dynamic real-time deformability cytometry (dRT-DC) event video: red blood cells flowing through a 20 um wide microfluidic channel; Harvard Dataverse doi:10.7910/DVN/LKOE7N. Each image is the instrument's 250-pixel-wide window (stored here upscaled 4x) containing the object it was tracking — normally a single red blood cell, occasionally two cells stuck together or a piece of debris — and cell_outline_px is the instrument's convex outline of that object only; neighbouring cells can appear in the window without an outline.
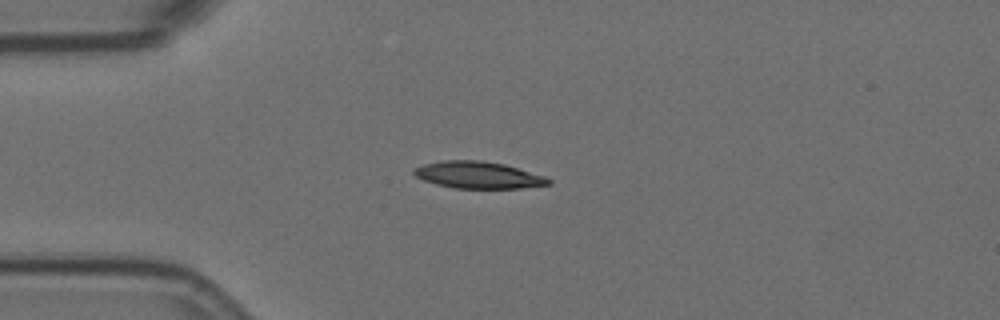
{"species": "Egyptian fruit bat (a non-hibernating species)", "species_latin": "Rousettus aegyptiacus", "temperature_condition": "room temperature", "stored_images_in_passage": 43, "camera_frame_rate_fps": 3000, "um_per_image_px": 0.085, "animal": {"sex": "female"}, "frame": {"image": 1, "passage_image": 1, "time_ms": 0.0, "image_size_px": [1000, 320], "cell_outline_px": [[552, 184], [520, 188], [456, 188], [436, 184], [424, 180], [416, 176], [412, 172], [412, 168], [424, 164], [444, 160], [480, 160], [504, 164], [548, 176], [552, 180]], "centroid_in_image_um": [40.69, 14.87], "position_along_channel_um": 44.3, "area_um2": 21.21}}
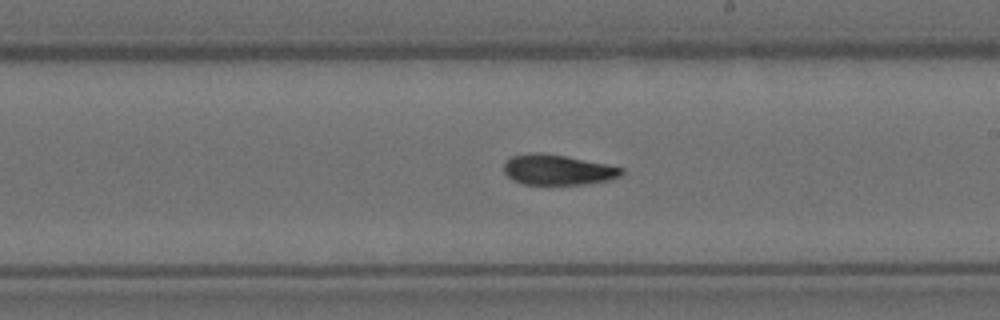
{"frame": {"image": 2, "passage_image": 19, "time_ms": 6.0, "image_size_px": [1000, 320], "cell_outline_px": [[624, 172], [620, 176], [608, 180], [584, 184], [524, 184], [512, 180], [504, 172], [504, 160], [512, 156], [532, 152], [540, 152], [564, 156], [624, 168]], "centroid_in_image_um": [47.36, 14.43], "position_along_channel_um": 241.6, "area_um2": 20.63}}
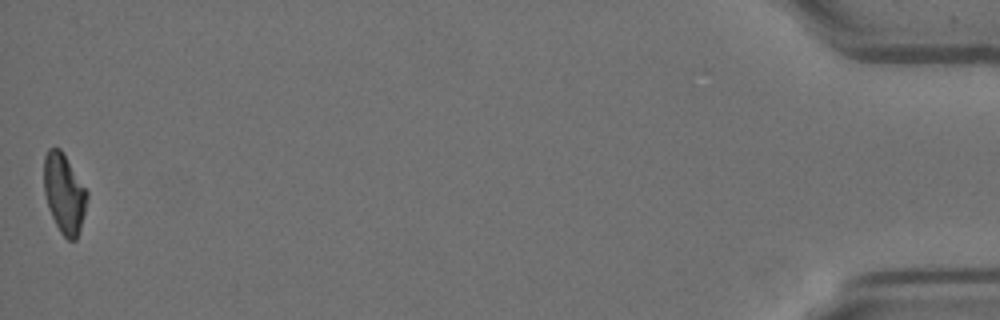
{"frame": {"image": 3, "passage_image": 43, "time_ms": 14.0, "image_size_px": [1000, 320], "cell_outline_px": [[88, 196], [84, 216], [76, 240], [68, 240], [60, 232], [48, 208], [44, 192], [44, 156], [48, 148], [60, 148], [88, 192]], "centroid_in_image_um": [5.45, 16.45], "position_along_channel_um": 429.8, "area_um2": 19.88}, "authors_computed_cell_mechanics": {"area_um2": 21.0392, "velocity_mm_per_s": 3.5898, "shape_relaxation_time_tau1_ms": 5.1621, "shape_relaxation_time_tau2_ms": 5.4304, "deformation_change_tau1": 0.1789, "deformation_change_tau2": 0.1317}}